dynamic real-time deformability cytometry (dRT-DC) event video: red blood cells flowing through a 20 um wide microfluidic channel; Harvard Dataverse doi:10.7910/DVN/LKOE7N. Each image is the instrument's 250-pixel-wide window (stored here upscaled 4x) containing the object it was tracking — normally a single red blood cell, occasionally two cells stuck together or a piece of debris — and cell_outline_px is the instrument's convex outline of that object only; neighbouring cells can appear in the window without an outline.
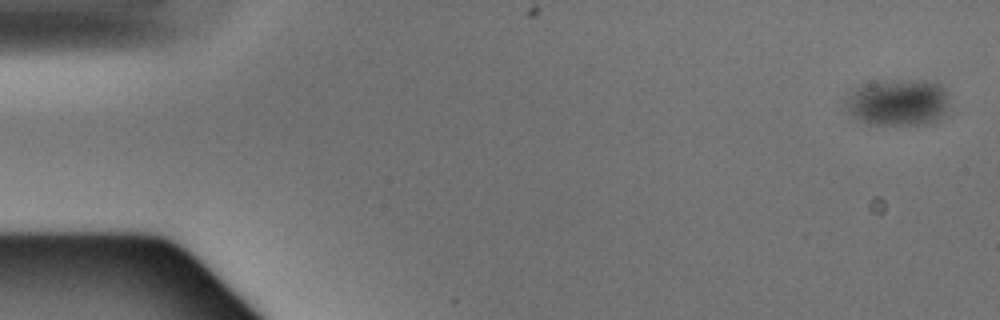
{"species": "Egyptian fruit bat (a non-hibernating species)", "species_latin": "Rousettus aegyptiacus", "temperature_condition": "warm", "stored_images_in_passage": 5, "camera_frame_rate_fps": 3000, "um_per_image_px": 0.085, "animal": {"sex": "male"}, "frame": {"image": 1, "passage_image": 1, "time_ms": 0.0, "image_size_px": [1000, 320], "cell_outline_px": [[948, 108], [936, 120], [928, 124], [868, 124], [860, 120], [848, 112], [844, 100], [848, 92], [860, 84], [876, 80], [924, 80], [940, 84], [944, 88], [948, 100]], "centroid_in_image_um": [76.27, 8.67], "position_along_channel_um": 8.7, "area_um2": 28.55}}
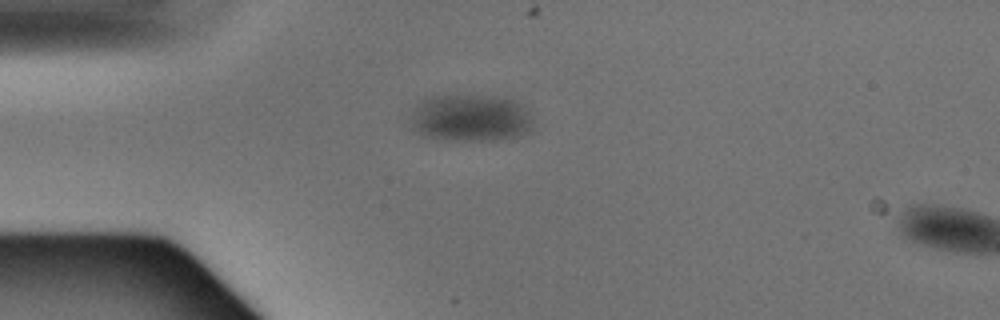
{"frame": {"image": 2, "passage_image": 4, "time_ms": 1.0, "image_size_px": [1000, 320], "cell_outline_px": [[532, 132], [516, 136], [496, 140], [448, 140], [420, 136], [408, 128], [412, 112], [416, 104], [420, 100], [432, 96], [508, 96], [520, 100], [528, 108], [532, 120]], "centroid_in_image_um": [40.0, 10.02], "position_along_channel_um": 45.0, "area_um2": 34.8}}